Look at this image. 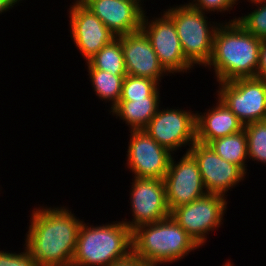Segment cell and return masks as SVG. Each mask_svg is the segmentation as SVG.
Here are the masks:
<instances>
[{
  "label": "cell",
  "mask_w": 266,
  "mask_h": 266,
  "mask_svg": "<svg viewBox=\"0 0 266 266\" xmlns=\"http://www.w3.org/2000/svg\"><path fill=\"white\" fill-rule=\"evenodd\" d=\"M216 105L204 113H196V141L208 144L214 139L225 137L244 129V124L219 99ZM201 114V115H200Z\"/></svg>",
  "instance_id": "obj_17"
},
{
  "label": "cell",
  "mask_w": 266,
  "mask_h": 266,
  "mask_svg": "<svg viewBox=\"0 0 266 266\" xmlns=\"http://www.w3.org/2000/svg\"><path fill=\"white\" fill-rule=\"evenodd\" d=\"M164 13L174 22L185 58L193 66H206L212 56L214 33L220 22L211 24L205 15L208 13L195 9L190 3L172 6Z\"/></svg>",
  "instance_id": "obj_5"
},
{
  "label": "cell",
  "mask_w": 266,
  "mask_h": 266,
  "mask_svg": "<svg viewBox=\"0 0 266 266\" xmlns=\"http://www.w3.org/2000/svg\"><path fill=\"white\" fill-rule=\"evenodd\" d=\"M127 75L146 77L160 83L168 73L160 65L149 38L142 30L121 35Z\"/></svg>",
  "instance_id": "obj_15"
},
{
  "label": "cell",
  "mask_w": 266,
  "mask_h": 266,
  "mask_svg": "<svg viewBox=\"0 0 266 266\" xmlns=\"http://www.w3.org/2000/svg\"><path fill=\"white\" fill-rule=\"evenodd\" d=\"M224 22L215 30L212 56L205 68L214 67L218 83L256 77L262 39L247 32L236 17Z\"/></svg>",
  "instance_id": "obj_2"
},
{
  "label": "cell",
  "mask_w": 266,
  "mask_h": 266,
  "mask_svg": "<svg viewBox=\"0 0 266 266\" xmlns=\"http://www.w3.org/2000/svg\"><path fill=\"white\" fill-rule=\"evenodd\" d=\"M127 149V167L133 177L164 179L173 155L159 145L144 129L130 130Z\"/></svg>",
  "instance_id": "obj_12"
},
{
  "label": "cell",
  "mask_w": 266,
  "mask_h": 266,
  "mask_svg": "<svg viewBox=\"0 0 266 266\" xmlns=\"http://www.w3.org/2000/svg\"><path fill=\"white\" fill-rule=\"evenodd\" d=\"M208 145L225 161L238 165L247 174L248 149L244 129L210 141ZM247 159V160H246Z\"/></svg>",
  "instance_id": "obj_19"
},
{
  "label": "cell",
  "mask_w": 266,
  "mask_h": 266,
  "mask_svg": "<svg viewBox=\"0 0 266 266\" xmlns=\"http://www.w3.org/2000/svg\"><path fill=\"white\" fill-rule=\"evenodd\" d=\"M216 93L244 125L266 120V79L248 77L219 82Z\"/></svg>",
  "instance_id": "obj_6"
},
{
  "label": "cell",
  "mask_w": 266,
  "mask_h": 266,
  "mask_svg": "<svg viewBox=\"0 0 266 266\" xmlns=\"http://www.w3.org/2000/svg\"><path fill=\"white\" fill-rule=\"evenodd\" d=\"M22 0H0V14L6 13L9 9H12L15 4H19Z\"/></svg>",
  "instance_id": "obj_29"
},
{
  "label": "cell",
  "mask_w": 266,
  "mask_h": 266,
  "mask_svg": "<svg viewBox=\"0 0 266 266\" xmlns=\"http://www.w3.org/2000/svg\"><path fill=\"white\" fill-rule=\"evenodd\" d=\"M116 36L141 30L143 11L130 0H84L82 3Z\"/></svg>",
  "instance_id": "obj_16"
},
{
  "label": "cell",
  "mask_w": 266,
  "mask_h": 266,
  "mask_svg": "<svg viewBox=\"0 0 266 266\" xmlns=\"http://www.w3.org/2000/svg\"><path fill=\"white\" fill-rule=\"evenodd\" d=\"M171 157L168 171L163 179L166 201L171 212L178 206L189 204L208 194L194 157L186 152L176 163Z\"/></svg>",
  "instance_id": "obj_11"
},
{
  "label": "cell",
  "mask_w": 266,
  "mask_h": 266,
  "mask_svg": "<svg viewBox=\"0 0 266 266\" xmlns=\"http://www.w3.org/2000/svg\"><path fill=\"white\" fill-rule=\"evenodd\" d=\"M160 83L146 77L126 75L123 80L119 101L144 99L145 97H160Z\"/></svg>",
  "instance_id": "obj_22"
},
{
  "label": "cell",
  "mask_w": 266,
  "mask_h": 266,
  "mask_svg": "<svg viewBox=\"0 0 266 266\" xmlns=\"http://www.w3.org/2000/svg\"><path fill=\"white\" fill-rule=\"evenodd\" d=\"M144 12L141 30L149 38L160 65L168 74L186 73L193 66L183 55L174 22L163 12L159 18L148 19ZM150 20V21H148Z\"/></svg>",
  "instance_id": "obj_9"
},
{
  "label": "cell",
  "mask_w": 266,
  "mask_h": 266,
  "mask_svg": "<svg viewBox=\"0 0 266 266\" xmlns=\"http://www.w3.org/2000/svg\"><path fill=\"white\" fill-rule=\"evenodd\" d=\"M251 13L237 18V22L249 33L260 39L266 38V2L259 3Z\"/></svg>",
  "instance_id": "obj_24"
},
{
  "label": "cell",
  "mask_w": 266,
  "mask_h": 266,
  "mask_svg": "<svg viewBox=\"0 0 266 266\" xmlns=\"http://www.w3.org/2000/svg\"><path fill=\"white\" fill-rule=\"evenodd\" d=\"M132 243L135 256L156 266L177 262L200 248L171 216L135 229Z\"/></svg>",
  "instance_id": "obj_4"
},
{
  "label": "cell",
  "mask_w": 266,
  "mask_h": 266,
  "mask_svg": "<svg viewBox=\"0 0 266 266\" xmlns=\"http://www.w3.org/2000/svg\"><path fill=\"white\" fill-rule=\"evenodd\" d=\"M184 109L161 107L152 117L144 131L159 145L175 154L181 147H190L196 142V112ZM174 151V152H173Z\"/></svg>",
  "instance_id": "obj_8"
},
{
  "label": "cell",
  "mask_w": 266,
  "mask_h": 266,
  "mask_svg": "<svg viewBox=\"0 0 266 266\" xmlns=\"http://www.w3.org/2000/svg\"><path fill=\"white\" fill-rule=\"evenodd\" d=\"M87 69H99L113 75H127L121 36L106 44L97 54L86 62Z\"/></svg>",
  "instance_id": "obj_20"
},
{
  "label": "cell",
  "mask_w": 266,
  "mask_h": 266,
  "mask_svg": "<svg viewBox=\"0 0 266 266\" xmlns=\"http://www.w3.org/2000/svg\"><path fill=\"white\" fill-rule=\"evenodd\" d=\"M83 1H84V0H74V2H72V4H73V3H76V4H78V3H83Z\"/></svg>",
  "instance_id": "obj_33"
},
{
  "label": "cell",
  "mask_w": 266,
  "mask_h": 266,
  "mask_svg": "<svg viewBox=\"0 0 266 266\" xmlns=\"http://www.w3.org/2000/svg\"><path fill=\"white\" fill-rule=\"evenodd\" d=\"M248 2L254 6V4H259V3H263L266 2V0H248Z\"/></svg>",
  "instance_id": "obj_31"
},
{
  "label": "cell",
  "mask_w": 266,
  "mask_h": 266,
  "mask_svg": "<svg viewBox=\"0 0 266 266\" xmlns=\"http://www.w3.org/2000/svg\"><path fill=\"white\" fill-rule=\"evenodd\" d=\"M21 253L0 251V266H38L26 246Z\"/></svg>",
  "instance_id": "obj_25"
},
{
  "label": "cell",
  "mask_w": 266,
  "mask_h": 266,
  "mask_svg": "<svg viewBox=\"0 0 266 266\" xmlns=\"http://www.w3.org/2000/svg\"><path fill=\"white\" fill-rule=\"evenodd\" d=\"M88 73L96 96L106 103L111 101V111L120 100L123 80L126 75H113L99 69H88Z\"/></svg>",
  "instance_id": "obj_21"
},
{
  "label": "cell",
  "mask_w": 266,
  "mask_h": 266,
  "mask_svg": "<svg viewBox=\"0 0 266 266\" xmlns=\"http://www.w3.org/2000/svg\"><path fill=\"white\" fill-rule=\"evenodd\" d=\"M80 225L71 266H110L133 253L132 231L123 221Z\"/></svg>",
  "instance_id": "obj_3"
},
{
  "label": "cell",
  "mask_w": 266,
  "mask_h": 266,
  "mask_svg": "<svg viewBox=\"0 0 266 266\" xmlns=\"http://www.w3.org/2000/svg\"><path fill=\"white\" fill-rule=\"evenodd\" d=\"M189 3L197 10L205 12H230L239 0H191ZM227 10V11H226Z\"/></svg>",
  "instance_id": "obj_26"
},
{
  "label": "cell",
  "mask_w": 266,
  "mask_h": 266,
  "mask_svg": "<svg viewBox=\"0 0 266 266\" xmlns=\"http://www.w3.org/2000/svg\"><path fill=\"white\" fill-rule=\"evenodd\" d=\"M69 7L71 39L87 62L117 36L82 3Z\"/></svg>",
  "instance_id": "obj_14"
},
{
  "label": "cell",
  "mask_w": 266,
  "mask_h": 266,
  "mask_svg": "<svg viewBox=\"0 0 266 266\" xmlns=\"http://www.w3.org/2000/svg\"><path fill=\"white\" fill-rule=\"evenodd\" d=\"M247 136L248 159L266 163V120L244 125ZM266 165V164H265Z\"/></svg>",
  "instance_id": "obj_23"
},
{
  "label": "cell",
  "mask_w": 266,
  "mask_h": 266,
  "mask_svg": "<svg viewBox=\"0 0 266 266\" xmlns=\"http://www.w3.org/2000/svg\"><path fill=\"white\" fill-rule=\"evenodd\" d=\"M110 266H156V265H153L149 262L141 260L140 258H138L132 253L128 258L115 262L111 264Z\"/></svg>",
  "instance_id": "obj_28"
},
{
  "label": "cell",
  "mask_w": 266,
  "mask_h": 266,
  "mask_svg": "<svg viewBox=\"0 0 266 266\" xmlns=\"http://www.w3.org/2000/svg\"><path fill=\"white\" fill-rule=\"evenodd\" d=\"M160 99V97H145L144 99L119 101L109 112L112 113V116L123 120L128 125L129 131L142 130L156 114L160 106Z\"/></svg>",
  "instance_id": "obj_18"
},
{
  "label": "cell",
  "mask_w": 266,
  "mask_h": 266,
  "mask_svg": "<svg viewBox=\"0 0 266 266\" xmlns=\"http://www.w3.org/2000/svg\"><path fill=\"white\" fill-rule=\"evenodd\" d=\"M257 78L266 79V38L262 39L259 50V65L256 72Z\"/></svg>",
  "instance_id": "obj_27"
},
{
  "label": "cell",
  "mask_w": 266,
  "mask_h": 266,
  "mask_svg": "<svg viewBox=\"0 0 266 266\" xmlns=\"http://www.w3.org/2000/svg\"><path fill=\"white\" fill-rule=\"evenodd\" d=\"M196 160L205 190L210 194H227L245 179L238 166L222 159L208 144L195 142L188 151Z\"/></svg>",
  "instance_id": "obj_13"
},
{
  "label": "cell",
  "mask_w": 266,
  "mask_h": 266,
  "mask_svg": "<svg viewBox=\"0 0 266 266\" xmlns=\"http://www.w3.org/2000/svg\"><path fill=\"white\" fill-rule=\"evenodd\" d=\"M25 244L38 266H71L80 220L64 207L32 210Z\"/></svg>",
  "instance_id": "obj_1"
},
{
  "label": "cell",
  "mask_w": 266,
  "mask_h": 266,
  "mask_svg": "<svg viewBox=\"0 0 266 266\" xmlns=\"http://www.w3.org/2000/svg\"><path fill=\"white\" fill-rule=\"evenodd\" d=\"M222 266H234V263L232 264V262L228 260Z\"/></svg>",
  "instance_id": "obj_32"
},
{
  "label": "cell",
  "mask_w": 266,
  "mask_h": 266,
  "mask_svg": "<svg viewBox=\"0 0 266 266\" xmlns=\"http://www.w3.org/2000/svg\"><path fill=\"white\" fill-rule=\"evenodd\" d=\"M226 199L223 195L208 193L173 209L170 216L202 247L207 242L209 232L217 230L223 224Z\"/></svg>",
  "instance_id": "obj_7"
},
{
  "label": "cell",
  "mask_w": 266,
  "mask_h": 266,
  "mask_svg": "<svg viewBox=\"0 0 266 266\" xmlns=\"http://www.w3.org/2000/svg\"><path fill=\"white\" fill-rule=\"evenodd\" d=\"M130 1H133L134 3H136L144 11V8H143L144 4L142 3L144 0H130Z\"/></svg>",
  "instance_id": "obj_30"
},
{
  "label": "cell",
  "mask_w": 266,
  "mask_h": 266,
  "mask_svg": "<svg viewBox=\"0 0 266 266\" xmlns=\"http://www.w3.org/2000/svg\"><path fill=\"white\" fill-rule=\"evenodd\" d=\"M133 179L129 192L133 219L122 220L132 232L140 226L162 221L170 216L164 181L157 178Z\"/></svg>",
  "instance_id": "obj_10"
}]
</instances>
